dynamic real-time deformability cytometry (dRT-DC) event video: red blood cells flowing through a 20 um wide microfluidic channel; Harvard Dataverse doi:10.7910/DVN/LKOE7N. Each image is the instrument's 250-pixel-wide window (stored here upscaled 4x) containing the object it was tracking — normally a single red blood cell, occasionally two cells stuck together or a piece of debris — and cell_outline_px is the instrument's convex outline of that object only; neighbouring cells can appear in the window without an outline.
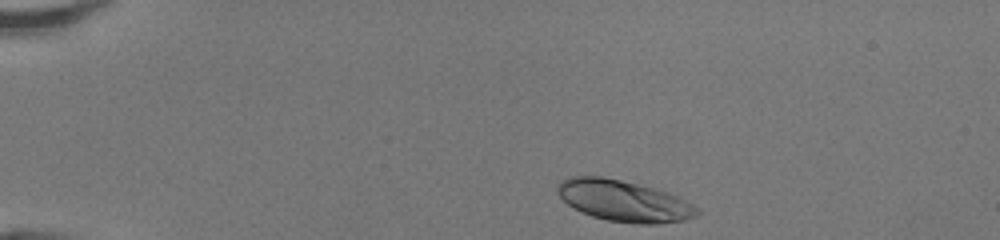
{"species": "human", "species_latin": "Homo sapiens", "temperature_condition": "room temperature", "stored_images_in_passage": 35, "camera_frame_rate_fps": 3000, "um_per_image_px": 0.085, "donor": {"sex": "female"}, "frame": {"image": 1, "passage_image": 1, "time_ms": 0.0, "image_size_px": [1000, 240], "cell_outline_px": [[700, 212], [696, 216], [684, 220], [656, 224], [640, 224], [608, 220], [592, 216], [580, 212], [572, 208], [556, 192], [556, 184], [560, 180], [568, 176], [600, 176], [620, 180], [656, 188], [668, 192], [700, 208]], "centroid_in_image_um": [52.99, 17.06], "position_along_channel_um": 32.0, "area_um2": 33.7}}
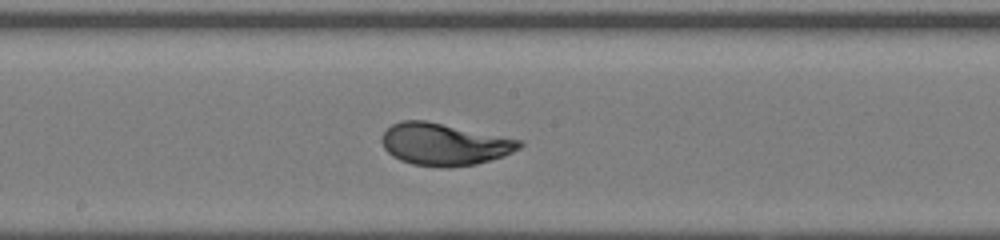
{"frame": {"image": 2, "passage_image": 19, "time_ms": 6.0, "image_size_px": [1000, 240], "cell_outline_px": [[524, 144], [520, 148], [504, 156], [476, 164], [448, 168], [440, 168], [412, 164], [400, 160], [392, 156], [384, 148], [380, 140], [380, 136], [392, 124], [400, 120], [424, 120], [524, 140]], "centroid_in_image_um": [37.76, 12.27], "position_along_channel_um": 210.4, "area_um2": 34.1}}
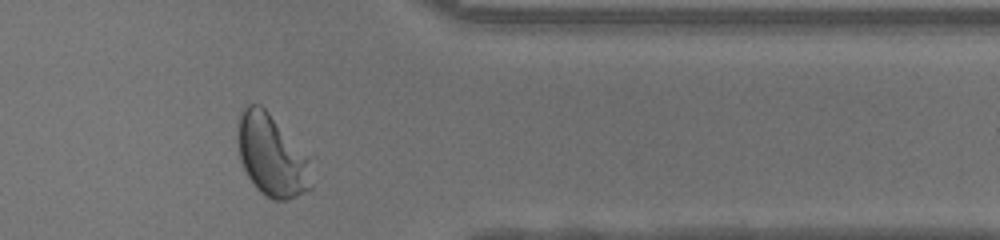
{"frame": {"image": 3, "passage_image": 32, "time_ms": 10.333, "image_size_px": [1000, 240], "cell_outline_px": [[316, 156], [312, 188], [296, 196], [284, 200], [272, 200], [260, 192], [256, 188], [248, 176], [240, 160], [236, 140], [236, 124], [240, 108], [248, 104], [260, 104], [316, 152]], "centroid_in_image_um": [23.24, 13.13], "position_along_channel_um": 388.2, "area_um2": 38.44}, "authors_computed_cell_mechanics": {"area_um2": 32.8304, "velocity_mm_per_s": 4.2761, "shape_relaxation_time_tau1_ms": 2.7745, "shape_relaxation_time_tau2_ms": null, "deformation_change_tau1": 0.159, "deformation_change_tau2": null}}